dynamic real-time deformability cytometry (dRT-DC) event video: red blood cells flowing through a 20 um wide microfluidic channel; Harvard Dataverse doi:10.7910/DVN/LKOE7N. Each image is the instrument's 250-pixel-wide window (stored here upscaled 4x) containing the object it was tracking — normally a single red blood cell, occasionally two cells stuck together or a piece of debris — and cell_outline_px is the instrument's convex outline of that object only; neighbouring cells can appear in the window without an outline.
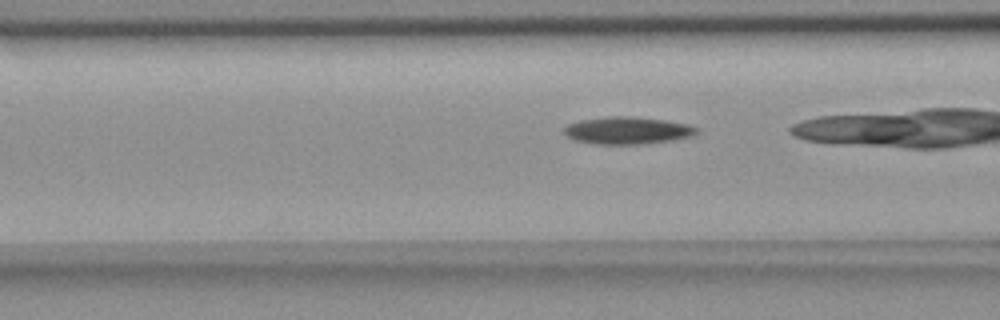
{"species": "common noctule bat (a hibernating species)", "species_latin": "Nyctalus noctula", "temperature_condition": "room temperature", "stored_images_in_passage": 39, "camera_frame_rate_fps": 3000, "um_per_image_px": 0.085, "animal": {"sex": "female", "body_mass_g": 18.4}, "frame": {"image": 1, "passage_image": 17, "time_ms": 5.333, "image_size_px": [1000, 320], "cell_outline_px": [[700, 132], [692, 136], [672, 140], [640, 144], [596, 144], [576, 140], [568, 136], [564, 132], [564, 128], [568, 124], [584, 120], [612, 116], [628, 116], [664, 120], [688, 124], [700, 128]], "centroid_in_image_um": [53.4, 11.09], "position_along_channel_um": 113.2, "area_um2": 20.87}}
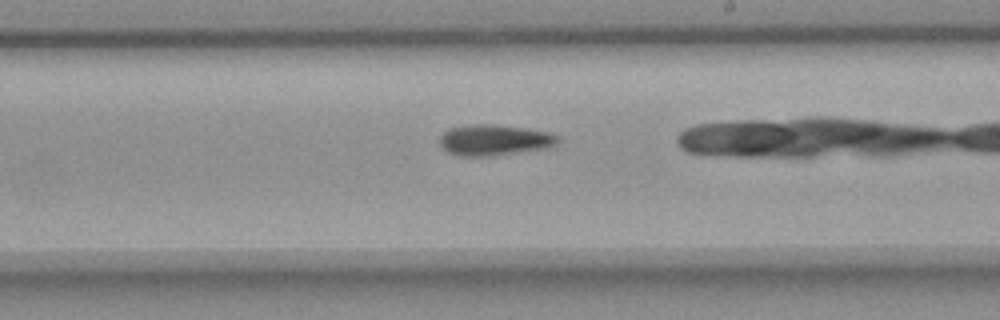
{"frame": {"image": 2, "passage_image": 28, "time_ms": 9.0, "image_size_px": [1000, 320], "cell_outline_px": [[560, 140], [556, 144], [548, 148], [492, 156], [456, 156], [440, 148], [440, 136], [448, 128], [472, 124], [492, 124], [524, 128], [548, 132], [556, 136]], "centroid_in_image_um": [41.97, 11.91], "position_along_channel_um": 247.0, "area_um2": 21.39}}
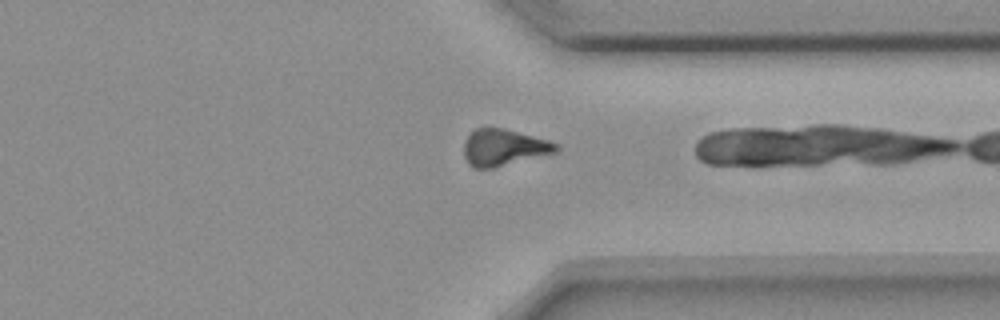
{"frame": {"image": 3, "passage_image": 38, "time_ms": 12.333, "image_size_px": [1000, 320], "cell_outline_px": [[560, 148], [556, 152], [496, 168], [472, 168], [468, 164], [464, 156], [464, 140], [476, 128], [504, 128], [548, 140], [556, 144]], "centroid_in_image_um": [42.79, 12.55], "position_along_channel_um": 368.6, "area_um2": 19.71}}